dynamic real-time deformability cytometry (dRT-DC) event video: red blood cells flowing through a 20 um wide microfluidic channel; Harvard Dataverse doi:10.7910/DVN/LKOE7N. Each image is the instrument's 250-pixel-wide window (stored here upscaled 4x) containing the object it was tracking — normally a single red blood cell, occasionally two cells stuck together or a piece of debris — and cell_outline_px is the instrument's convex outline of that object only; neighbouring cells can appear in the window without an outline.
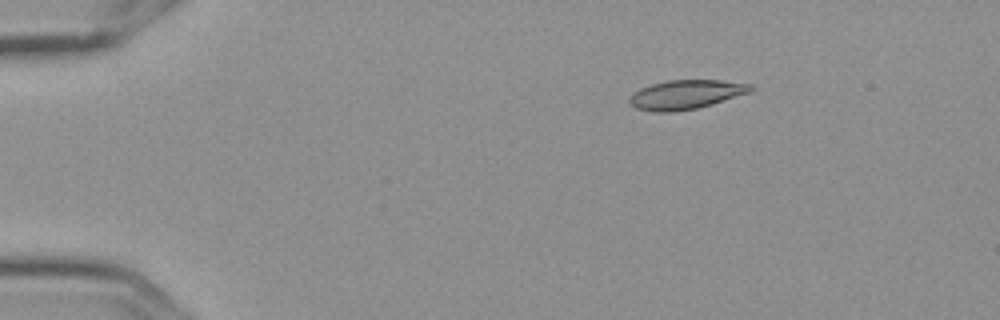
{"species": "Egyptian fruit bat (a non-hibernating species)", "species_latin": "Rousettus aegyptiacus", "temperature_condition": "cold", "stored_images_in_passage": 6, "segment_of_instrument_passage": [1, 2], "camera_frame_rate_fps": 3000, "um_per_image_px": 0.085, "frame": {"image": 1, "passage_image": 3, "time_ms": 0.667, "image_size_px": [1000, 320], "cell_outline_px": [[756, 88], [752, 92], [712, 104], [696, 108], [672, 112], [656, 112], [636, 108], [628, 104], [628, 100], [640, 88], [652, 84], [668, 80], [720, 80], [752, 84]], "centroid_in_image_um": [58.35, 8.03], "position_along_channel_um": 26.7, "area_um2": 20.63}}